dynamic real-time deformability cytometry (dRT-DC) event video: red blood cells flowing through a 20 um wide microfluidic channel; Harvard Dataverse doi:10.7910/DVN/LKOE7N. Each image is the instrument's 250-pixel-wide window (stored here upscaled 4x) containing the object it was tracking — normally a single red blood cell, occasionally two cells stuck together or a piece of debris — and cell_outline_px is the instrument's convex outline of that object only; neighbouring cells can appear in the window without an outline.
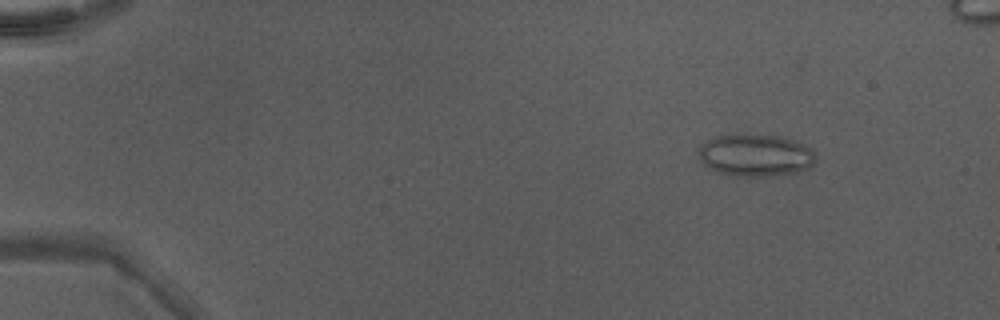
{"species": "Egyptian fruit bat (a non-hibernating species)", "species_latin": "Rousettus aegyptiacus", "temperature_condition": "warm", "stored_images_in_passage": 48, "camera_frame_rate_fps": 3000, "um_per_image_px": 0.085, "animal": {"sex": "male"}, "frame": {"image": 1, "passage_image": 5, "time_ms": 1.333, "image_size_px": [1000, 320], "cell_outline_px": [[816, 160], [808, 168], [796, 172], [768, 176], [736, 176], [716, 172], [708, 168], [704, 164], [700, 156], [700, 148], [708, 140], [716, 136], [776, 136], [792, 140], [804, 144], [816, 156]], "centroid_in_image_um": [64.23, 13.23], "position_along_channel_um": 20.8, "area_um2": 27.98}}
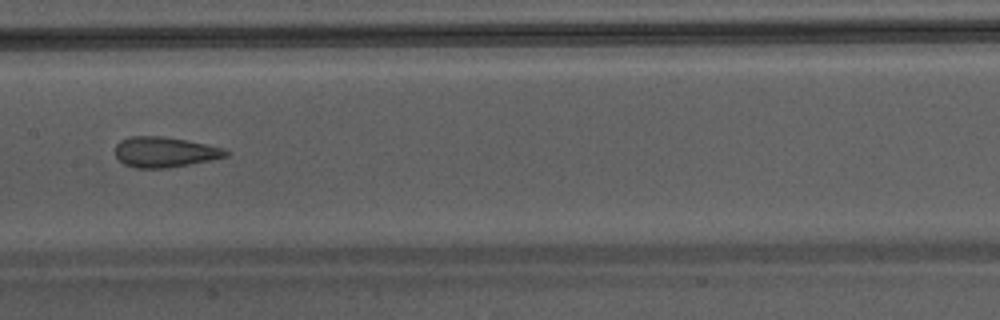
{"frame": {"image": 2, "passage_image": 25, "time_ms": 8.0, "image_size_px": [1000, 320], "cell_outline_px": [[228, 156], [188, 164], [164, 168], [136, 168], [124, 164], [116, 156], [116, 144], [120, 140], [132, 136], [164, 136], [224, 148], [228, 152]], "centroid_in_image_um": [13.96, 12.92], "position_along_channel_um": 193.4, "area_um2": 19.25}}
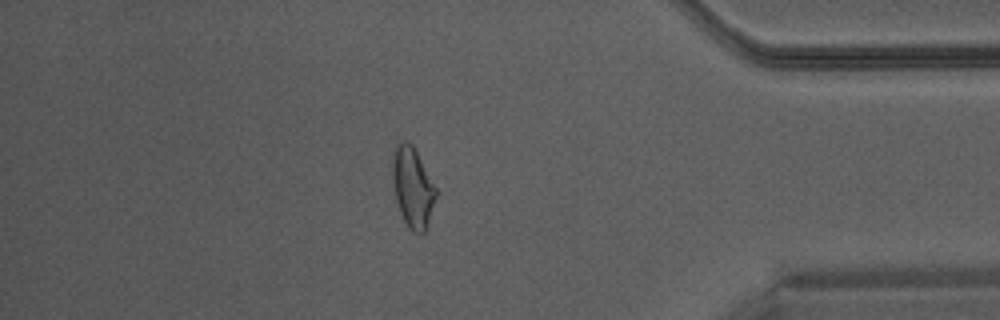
{"frame": {"image": 3, "passage_image": 41, "time_ms": 13.333, "image_size_px": [1000, 320], "cell_outline_px": [[440, 192], [424, 232], [420, 236], [412, 232], [408, 228], [400, 212], [396, 200], [392, 172], [392, 152], [396, 144], [404, 140], [412, 144]], "centroid_in_image_um": [35.11, 15.93], "position_along_channel_um": 400.1, "area_um2": 20.81}}